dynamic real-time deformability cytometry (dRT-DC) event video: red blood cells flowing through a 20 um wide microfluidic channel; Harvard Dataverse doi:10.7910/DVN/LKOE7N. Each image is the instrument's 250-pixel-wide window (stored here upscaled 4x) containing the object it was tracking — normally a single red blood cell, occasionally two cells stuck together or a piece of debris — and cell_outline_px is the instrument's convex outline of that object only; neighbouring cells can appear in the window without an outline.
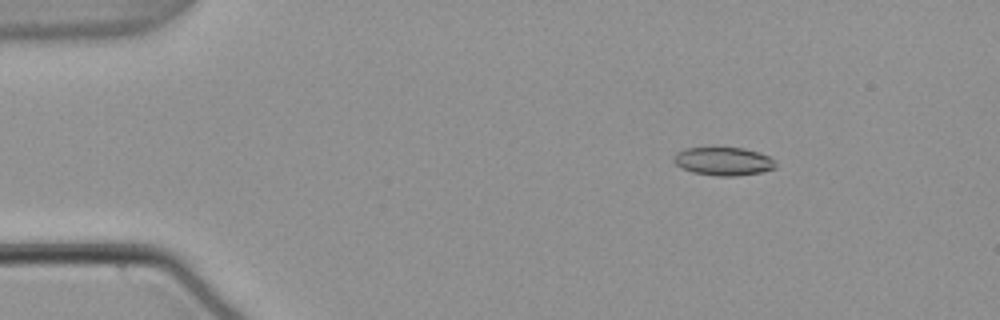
{"species": "common noctule bat (a hibernating species)", "species_latin": "Nyctalus noctula", "temperature_condition": "warm", "stored_images_in_passage": 55, "camera_frame_rate_fps": 3000, "um_per_image_px": 0.085, "animal": {"sex": "male", "body_mass_g": 21.5, "forearm_length_mm": 52.0}, "frame": {"image": 1, "passage_image": 9, "time_ms": 2.667, "image_size_px": [1000, 320], "cell_outline_px": [[776, 168], [760, 172], [736, 176], [716, 176], [692, 172], [680, 168], [672, 160], [676, 152], [684, 148], [744, 148], [768, 156], [776, 164]], "centroid_in_image_um": [61.44, 13.72], "position_along_channel_um": 23.6, "area_um2": 16.7}}
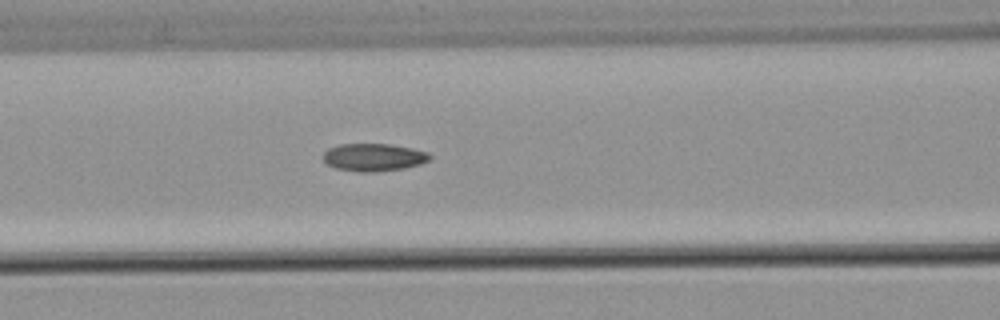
{"frame": {"image": 2, "passage_image": 24, "time_ms": 7.667, "image_size_px": [1000, 320], "cell_outline_px": [[432, 160], [420, 164], [404, 168], [376, 172], [356, 172], [336, 168], [328, 164], [324, 160], [324, 152], [328, 148], [340, 144], [388, 144], [412, 148], [428, 152], [432, 156]], "centroid_in_image_um": [31.79, 13.37], "position_along_channel_um": 134.8, "area_um2": 17.28}}
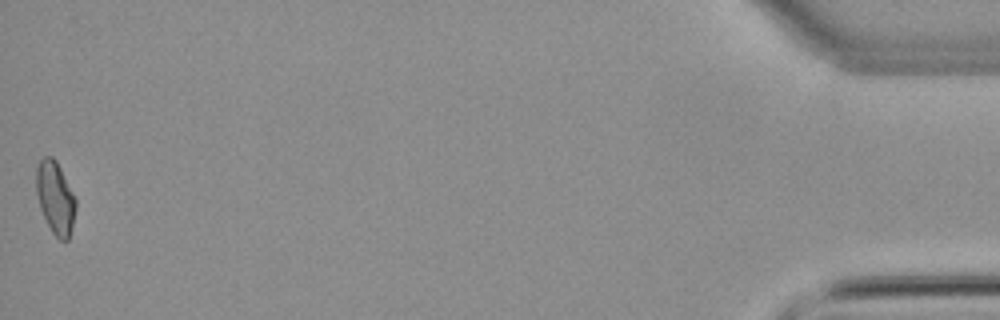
{"frame": {"image": 3, "passage_image": 55, "time_ms": 18.0, "image_size_px": [1000, 320], "cell_outline_px": [[76, 208], [72, 228], [68, 240], [60, 240], [52, 232], [40, 208], [36, 192], [36, 168], [40, 160], [44, 156], [52, 156], [56, 160], [76, 200]], "centroid_in_image_um": [4.7, 16.8], "position_along_channel_um": 430.5, "area_um2": 16.53}, "authors_computed_cell_mechanics": {"area_um2": 16.8776, "velocity_mm_per_s": 3.8105, "shape_relaxation_time_tau1_ms": null, "shape_relaxation_time_tau2_ms": 3.1813, "deformation_change_tau1": null, "deformation_change_tau2": 0.0885}}